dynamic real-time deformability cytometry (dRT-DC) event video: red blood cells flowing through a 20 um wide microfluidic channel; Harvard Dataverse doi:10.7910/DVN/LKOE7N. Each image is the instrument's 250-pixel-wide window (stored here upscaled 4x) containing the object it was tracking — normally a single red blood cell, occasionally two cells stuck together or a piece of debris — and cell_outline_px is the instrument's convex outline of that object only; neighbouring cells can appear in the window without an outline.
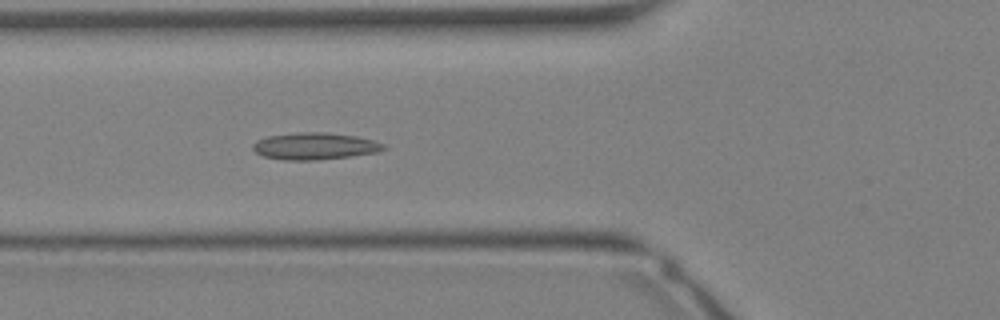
{"species": "Egyptian fruit bat (a non-hibernating species)", "species_latin": "Rousettus aegyptiacus", "temperature_condition": "warm", "stored_images_in_passage": 34, "camera_frame_rate_fps": 3000, "um_per_image_px": 0.085, "animal": {"sex": "female"}, "frame": {"image": 1, "passage_image": 13, "time_ms": 4.0, "image_size_px": [1000, 320], "cell_outline_px": [[388, 148], [376, 152], [352, 156], [316, 160], [284, 160], [264, 156], [256, 152], [252, 148], [252, 144], [256, 140], [268, 136], [296, 132], [324, 132], [356, 136], [372, 140], [384, 144]], "centroid_in_image_um": [26.74, 12.42], "position_along_channel_um": 99.1, "area_um2": 20.52}}
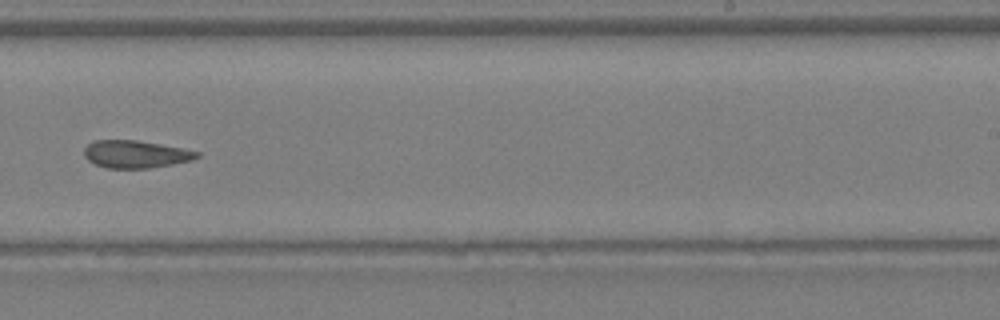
{"frame": {"image": 2, "passage_image": 22, "time_ms": 7.0, "image_size_px": [1000, 320], "cell_outline_px": [[200, 156], [192, 160], [172, 164], [148, 168], [108, 168], [96, 164], [88, 160], [84, 156], [84, 148], [88, 144], [96, 140], [136, 140], [184, 148], [200, 152]], "centroid_in_image_um": [11.54, 13.1], "position_along_channel_um": 277.5, "area_um2": 18.03}}
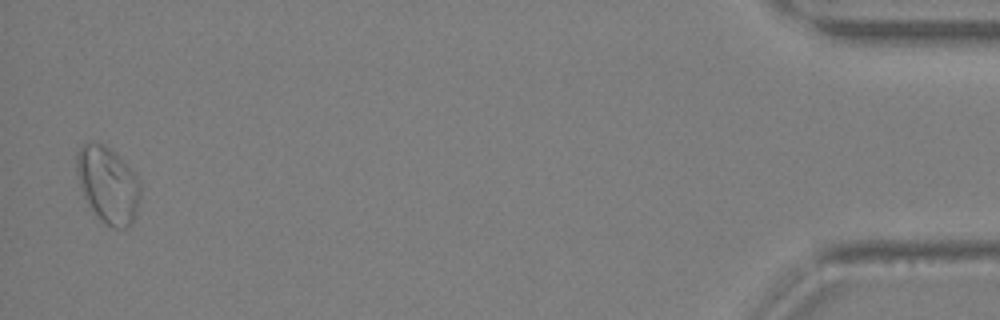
{"frame": {"image": 3, "passage_image": 34, "time_ms": 11.0, "image_size_px": [1000, 320], "cell_outline_px": [[140, 196], [136, 216], [132, 224], [124, 228], [112, 228], [88, 204], [84, 196], [76, 172], [76, 152], [84, 144], [92, 140], [104, 144], [116, 152], [136, 172], [140, 180]], "centroid_in_image_um": [9.21, 15.64], "position_along_channel_um": 426.0, "area_um2": 28.61}}